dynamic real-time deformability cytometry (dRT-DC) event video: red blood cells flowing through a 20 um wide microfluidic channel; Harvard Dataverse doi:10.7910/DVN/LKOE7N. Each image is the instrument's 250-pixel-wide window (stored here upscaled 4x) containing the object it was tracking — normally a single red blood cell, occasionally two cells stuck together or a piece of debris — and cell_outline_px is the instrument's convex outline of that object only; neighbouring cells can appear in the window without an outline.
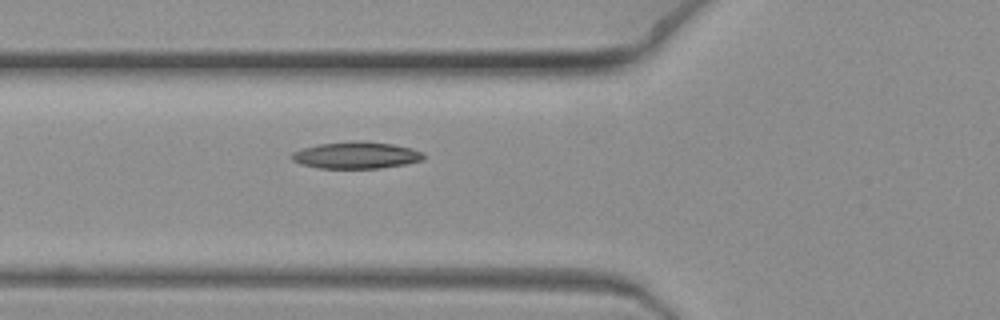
{"species": "common noctule bat (a hibernating species)", "species_latin": "Nyctalus noctula", "temperature_condition": "warm", "stored_images_in_passage": 4, "camera_frame_rate_fps": 3000, "um_per_image_px": 0.085, "animal": {"sex": "female", "body_mass_g": 19.3, "forearm_length_mm": 54.1}, "frame": {"image": 1, "passage_image": 4, "time_ms": 1.0, "image_size_px": [1000, 320], "cell_outline_px": [[424, 160], [404, 164], [380, 168], [320, 168], [304, 164], [292, 160], [288, 156], [292, 152], [304, 148], [320, 144], [352, 140], [364, 140], [392, 144], [412, 148], [424, 152]], "centroid_in_image_um": [30.3, 13.18], "position_along_channel_um": 95.5, "area_um2": 20.69}}